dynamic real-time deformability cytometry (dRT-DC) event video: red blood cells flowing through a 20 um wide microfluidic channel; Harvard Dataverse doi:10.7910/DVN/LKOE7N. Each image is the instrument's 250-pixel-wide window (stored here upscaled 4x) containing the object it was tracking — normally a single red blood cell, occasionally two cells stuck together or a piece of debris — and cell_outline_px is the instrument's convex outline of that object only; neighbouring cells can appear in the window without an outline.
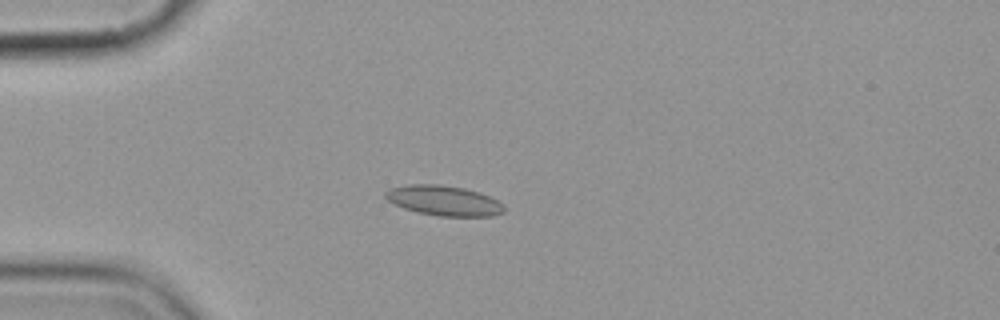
{"species": "common noctule bat (a hibernating species)", "species_latin": "Nyctalus noctula", "temperature_condition": "cold", "stored_images_in_passage": 11, "camera_frame_rate_fps": 3000, "um_per_image_px": 0.085, "animal": {"sex": "female", "body_mass_g": 19.9}, "frame": {"image": 1, "passage_image": 4, "time_ms": 4.333, "image_size_px": [1000, 320], "cell_outline_px": [[504, 212], [492, 216], [436, 216], [404, 208], [388, 200], [384, 196], [384, 192], [388, 188], [408, 184], [440, 184], [464, 188], [480, 192], [504, 204]], "centroid_in_image_um": [37.72, 17.04], "position_along_channel_um": 47.3, "area_um2": 20.81}}
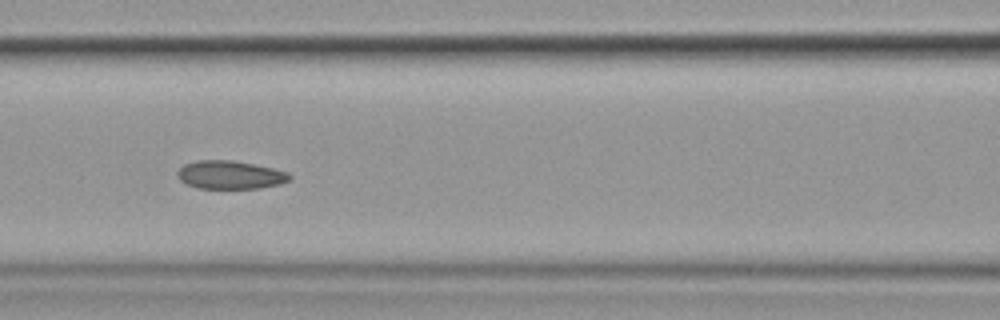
{"frame": {"image": 2, "passage_image": 7, "time_ms": 7.667, "image_size_px": [1000, 320], "cell_outline_px": [[292, 176], [288, 180], [280, 184], [260, 188], [196, 188], [180, 180], [176, 176], [176, 172], [184, 164], [196, 160], [232, 160], [272, 168], [288, 172]], "centroid_in_image_um": [19.53, 14.86], "position_along_channel_um": 147.1, "area_um2": 18.44}}